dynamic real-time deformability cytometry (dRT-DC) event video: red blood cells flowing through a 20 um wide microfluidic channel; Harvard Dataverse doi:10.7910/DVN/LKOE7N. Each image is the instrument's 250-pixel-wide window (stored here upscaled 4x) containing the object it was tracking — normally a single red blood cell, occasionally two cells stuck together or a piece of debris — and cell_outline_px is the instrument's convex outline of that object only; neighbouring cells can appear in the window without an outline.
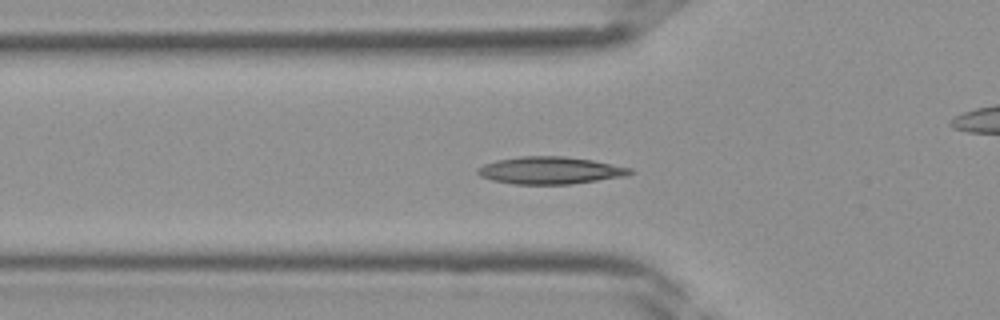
{"species": "Egyptian fruit bat (a non-hibernating species)", "species_latin": "Rousettus aegyptiacus", "temperature_condition": "room temperature", "stored_images_in_passage": 40, "camera_frame_rate_fps": 3000, "um_per_image_px": 0.085, "frame": {"image": 1, "passage_image": 13, "time_ms": 4.0, "image_size_px": [1000, 320], "cell_outline_px": [[636, 172], [628, 176], [572, 184], [516, 184], [492, 180], [480, 176], [476, 172], [476, 168], [484, 164], [496, 160], [520, 156], [564, 156], [592, 160], [632, 168]], "centroid_in_image_um": [46.79, 14.48], "position_along_channel_um": 79.0, "area_um2": 24.45}}
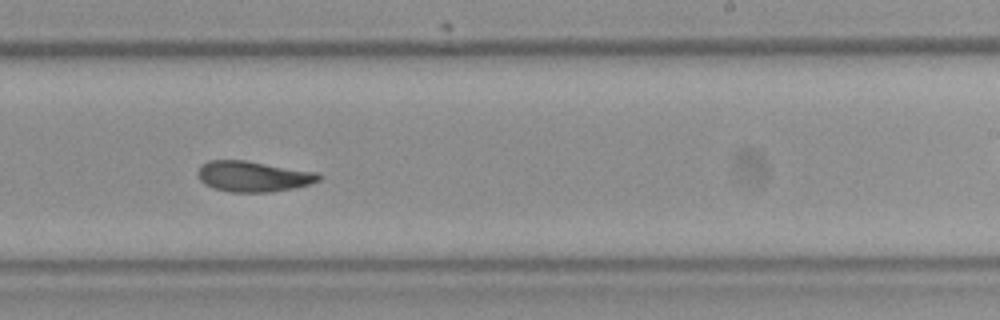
{"frame": {"image": 2, "passage_image": 24, "time_ms": 7.667, "image_size_px": [1000, 320], "cell_outline_px": [[324, 176], [320, 180], [308, 184], [292, 188], [272, 192], [228, 192], [212, 188], [204, 184], [200, 180], [196, 172], [200, 164], [208, 160], [244, 160], [316, 172]], "centroid_in_image_um": [21.47, 14.99], "position_along_channel_um": 267.5, "area_um2": 21.73}}
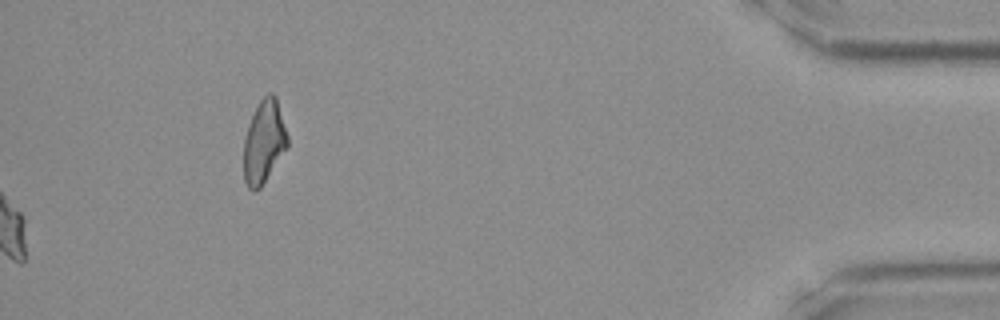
{"frame": {"image": 3, "passage_image": 40, "time_ms": 13.0, "image_size_px": [1000, 320], "cell_outline_px": [[288, 148], [260, 188], [256, 192], [252, 192], [248, 188], [244, 180], [244, 136], [248, 124], [260, 100], [268, 92], [272, 92], [276, 96], [288, 136]], "centroid_in_image_um": [22.44, 12.07], "position_along_channel_um": 412.8, "area_um2": 21.39}}